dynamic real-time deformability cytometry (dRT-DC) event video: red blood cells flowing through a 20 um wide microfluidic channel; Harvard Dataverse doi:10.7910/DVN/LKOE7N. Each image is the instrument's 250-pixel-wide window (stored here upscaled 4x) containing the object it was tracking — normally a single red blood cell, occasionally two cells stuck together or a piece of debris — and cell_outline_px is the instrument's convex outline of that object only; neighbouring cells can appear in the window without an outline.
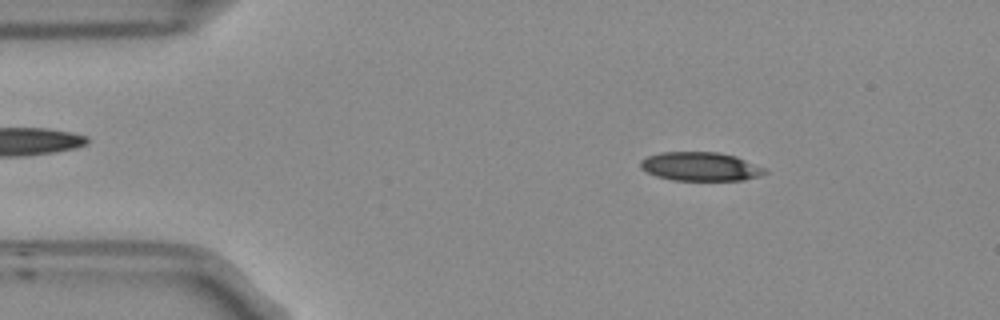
{"species": "Egyptian fruit bat (a non-hibernating species)", "species_latin": "Rousettus aegyptiacus", "temperature_condition": "room temperature", "stored_images_in_passage": 53, "camera_frame_rate_fps": 3000, "um_per_image_px": 0.085, "frame": {"image": 1, "passage_image": 8, "time_ms": 2.333, "image_size_px": [1000, 320], "cell_outline_px": [[768, 172], [760, 176], [744, 180], [672, 180], [656, 176], [640, 168], [640, 160], [648, 156], [660, 152], [720, 152], [736, 156], [764, 168]], "centroid_in_image_um": [59.53, 14.15], "position_along_channel_um": 25.5, "area_um2": 20.87}}
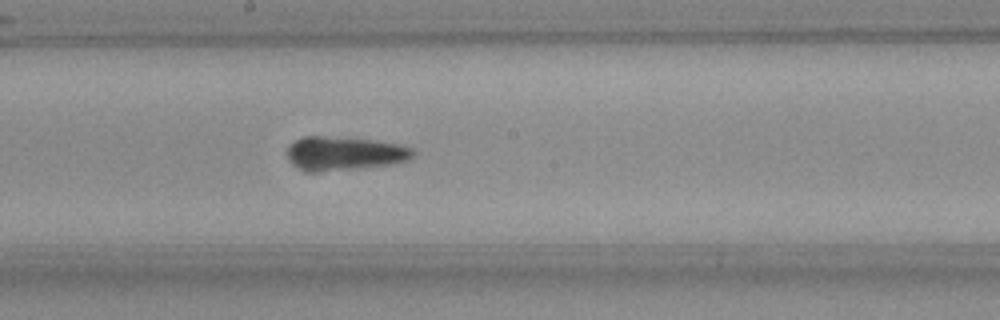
{"frame": {"image": 2, "passage_image": 28, "time_ms": 9.0, "image_size_px": [1000, 320], "cell_outline_px": [[416, 152], [408, 160], [392, 164], [352, 168], [304, 168], [288, 160], [284, 152], [288, 144], [304, 136], [324, 136], [372, 140], [400, 144], [412, 148]], "centroid_in_image_um": [29.31, 12.97], "position_along_channel_um": 218.9, "area_um2": 23.76}}
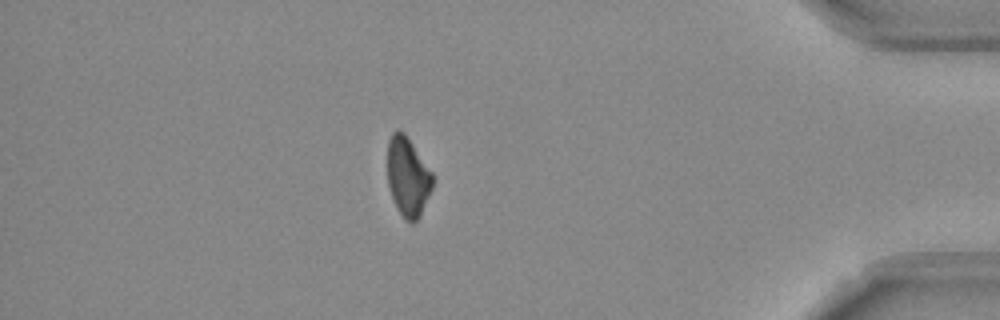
{"frame": {"image": 3, "passage_image": 46, "time_ms": 15.0, "image_size_px": [1000, 320], "cell_outline_px": [[432, 188], [420, 216], [412, 224], [404, 220], [392, 196], [388, 184], [388, 140], [392, 132], [404, 132], [432, 172]], "centroid_in_image_um": [34.66, 15.04], "position_along_channel_um": 400.5, "area_um2": 20.46}, "authors_computed_cell_mechanics": {"area_um2": 21.7328, "velocity_mm_per_s": 3.767, "shape_relaxation_time_tau1_ms": 5.6821, "shape_relaxation_time_tau2_ms": 8.6351, "deformation_change_tau1": 0.1575, "deformation_change_tau2": 0.1898}}